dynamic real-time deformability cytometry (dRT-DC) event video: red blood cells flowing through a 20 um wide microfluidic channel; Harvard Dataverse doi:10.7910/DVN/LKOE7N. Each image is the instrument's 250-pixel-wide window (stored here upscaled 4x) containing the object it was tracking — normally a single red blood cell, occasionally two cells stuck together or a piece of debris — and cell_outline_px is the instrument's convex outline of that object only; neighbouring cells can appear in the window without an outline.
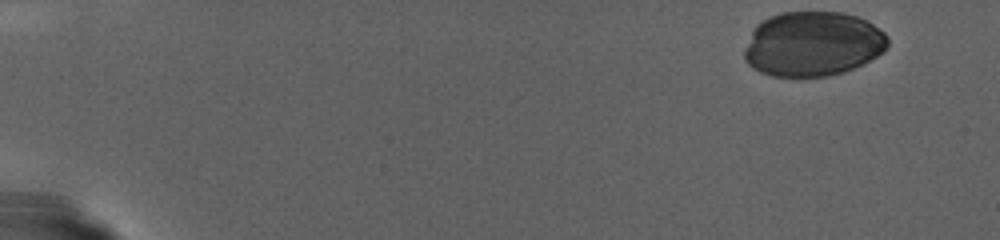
{"species": "human", "species_latin": "Homo sapiens", "temperature_condition": "warm", "stored_images_in_passage": 30, "camera_frame_rate_fps": 3000, "um_per_image_px": 0.085, "donor": {"sex": "female"}, "frame": {"image": 1, "passage_image": 1, "time_ms": 0.0, "image_size_px": [1000, 240], "cell_outline_px": [[888, 44], [876, 56], [852, 68], [840, 72], [824, 76], [772, 76], [760, 72], [752, 68], [744, 60], [744, 48], [756, 24], [780, 12], [840, 12], [856, 16], [868, 20], [884, 32], [888, 36]], "centroid_in_image_um": [69.05, 3.72], "position_along_channel_um": 15.9, "area_um2": 53.81}}
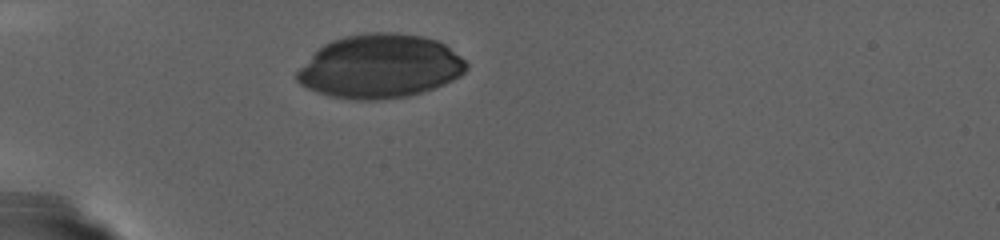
{"frame": {"image": 2, "passage_image": 25, "time_ms": 8.0, "image_size_px": [1000, 240], "cell_outline_px": [[468, 68], [460, 76], [452, 80], [432, 88], [420, 92], [404, 96], [372, 100], [352, 100], [332, 96], [308, 88], [300, 84], [296, 80], [296, 72], [324, 44], [332, 40], [344, 36], [368, 32], [396, 32], [424, 36], [436, 40], [444, 44], [460, 56], [468, 64]], "centroid_in_image_um": [32.31, 5.62], "position_along_channel_um": 52.7, "area_um2": 62.37}}